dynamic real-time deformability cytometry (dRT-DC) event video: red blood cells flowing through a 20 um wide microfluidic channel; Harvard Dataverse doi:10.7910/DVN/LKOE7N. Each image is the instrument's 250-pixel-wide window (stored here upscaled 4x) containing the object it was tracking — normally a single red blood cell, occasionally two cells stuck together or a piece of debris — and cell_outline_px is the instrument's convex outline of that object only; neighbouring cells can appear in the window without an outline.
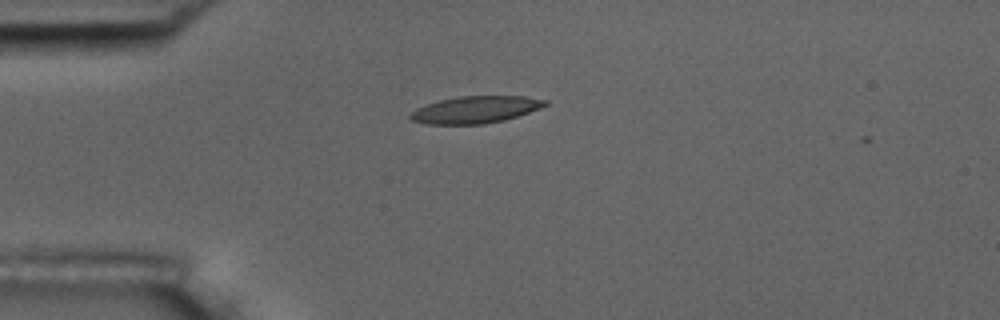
{"species": "common noctule bat (a hibernating species)", "species_latin": "Nyctalus noctula", "temperature_condition": "room temperature", "stored_images_in_passage": 2, "camera_frame_rate_fps": 3000, "um_per_image_px": 0.085, "animal": {"sex": "male", "body_mass_g": 17.5, "forearm_length_mm": 52.3}, "frame": {"image": 1, "passage_image": 1, "time_ms": 0.0, "image_size_px": [1000, 320], "cell_outline_px": [[548, 104], [540, 108], [504, 120], [484, 124], [428, 124], [412, 120], [408, 116], [416, 108], [440, 100], [460, 96], [524, 96], [548, 100]], "centroid_in_image_um": [40.42, 9.32], "position_along_channel_um": 44.6, "area_um2": 21.04}}